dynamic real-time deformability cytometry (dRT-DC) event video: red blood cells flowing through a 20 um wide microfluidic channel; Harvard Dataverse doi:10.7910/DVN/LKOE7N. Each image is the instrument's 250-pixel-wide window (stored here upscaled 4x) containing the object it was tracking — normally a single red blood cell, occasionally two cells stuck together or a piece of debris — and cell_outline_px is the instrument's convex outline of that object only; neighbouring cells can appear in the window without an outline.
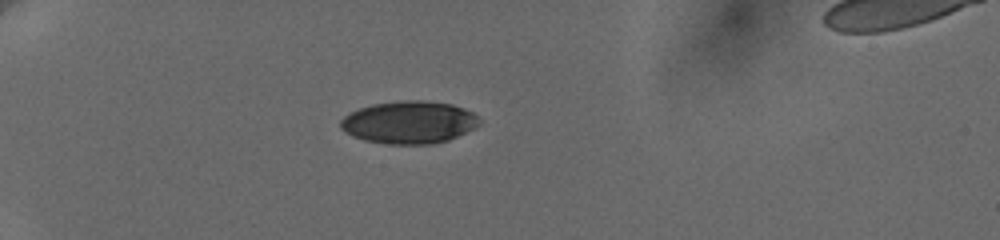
{"species": "human", "species_latin": "Homo sapiens", "temperature_condition": "cold", "stored_images_in_passage": 5, "camera_frame_rate_fps": 3000, "um_per_image_px": 0.085, "donor": {"sex": "female"}, "frame": {"image": 1, "passage_image": 1, "time_ms": 0.0, "image_size_px": [1000, 240], "cell_outline_px": [[480, 124], [448, 140], [432, 144], [388, 144], [364, 140], [352, 136], [344, 132], [340, 128], [340, 120], [344, 116], [360, 108], [372, 104], [408, 100], [420, 100], [452, 104], [464, 108], [472, 112], [480, 120]], "centroid_in_image_um": [34.74, 10.4], "position_along_channel_um": 50.3, "area_um2": 34.22}}
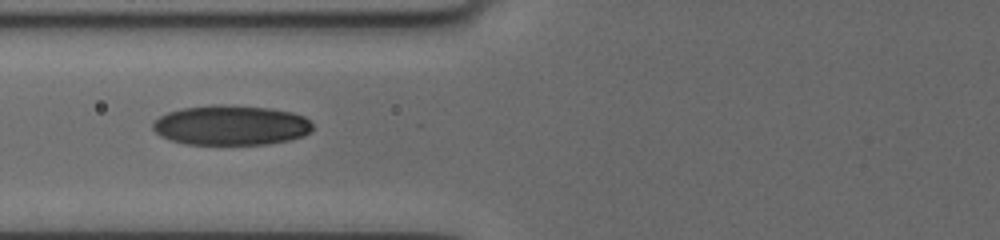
{"frame": {"image": 2, "passage_image": 4, "time_ms": 2.667, "image_size_px": [1000, 240], "cell_outline_px": [[312, 128], [304, 136], [288, 140], [268, 144], [184, 144], [168, 140], [160, 136], [152, 128], [152, 124], [160, 116], [168, 112], [180, 108], [212, 104], [224, 104], [272, 108], [292, 112], [304, 116], [312, 124]], "centroid_in_image_um": [19.6, 10.64], "position_along_channel_um": 106.2, "area_um2": 37.45}}